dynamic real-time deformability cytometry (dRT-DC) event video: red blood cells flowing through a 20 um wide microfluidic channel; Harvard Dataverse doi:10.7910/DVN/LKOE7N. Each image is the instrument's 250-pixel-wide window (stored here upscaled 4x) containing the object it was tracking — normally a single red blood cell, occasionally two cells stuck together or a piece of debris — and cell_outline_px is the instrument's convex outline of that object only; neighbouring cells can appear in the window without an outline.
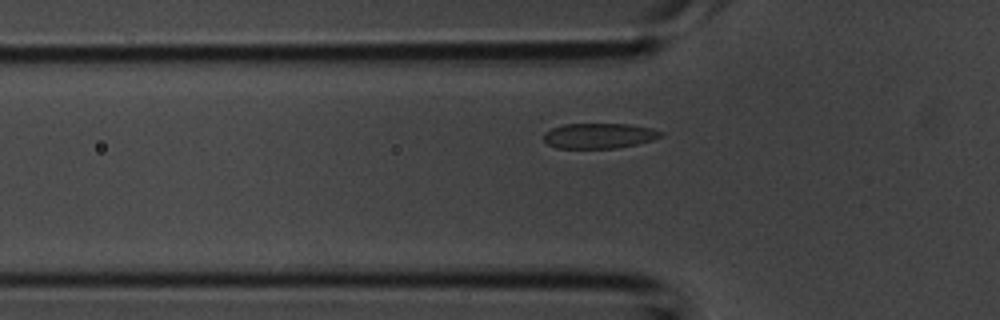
{"species": "common noctule bat (a hibernating species)", "species_latin": "Nyctalus noctula", "temperature_condition": "room temperature", "stored_images_in_passage": 31, "camera_frame_rate_fps": 3000, "um_per_image_px": 0.085, "animal": {"sex": "male", "body_mass_g": 20.1, "forearm_length_mm": 53.5}, "frame": {"image": 1, "passage_image": 7, "time_ms": 2.0, "image_size_px": [1000, 320], "cell_outline_px": [[664, 136], [652, 140], [636, 144], [616, 148], [556, 148], [548, 144], [544, 140], [544, 132], [552, 128], [564, 124], [632, 124], [652, 128], [664, 132]], "centroid_in_image_um": [50.95, 11.53], "position_along_channel_um": 74.8, "area_um2": 17.34}}
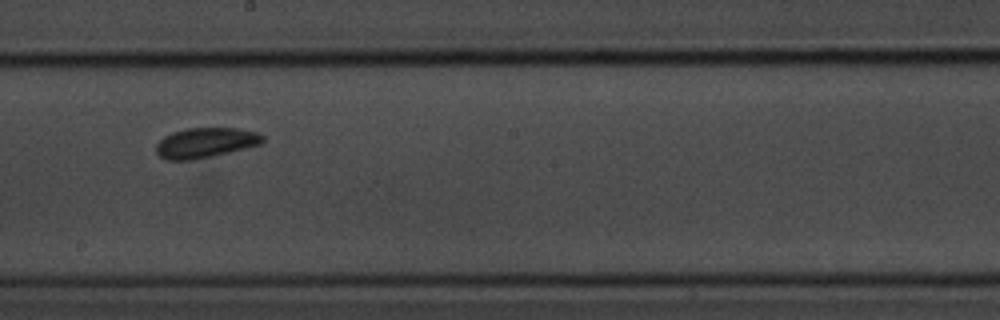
{"frame": {"image": 2, "passage_image": 17, "time_ms": 5.333, "image_size_px": [1000, 320], "cell_outline_px": [[264, 140], [260, 144], [228, 152], [192, 160], [164, 160], [156, 152], [156, 144], [164, 136], [172, 132], [184, 128], [240, 128], [256, 132], [264, 136]], "centroid_in_image_um": [17.43, 12.12], "position_along_channel_um": 230.8, "area_um2": 18.61}}
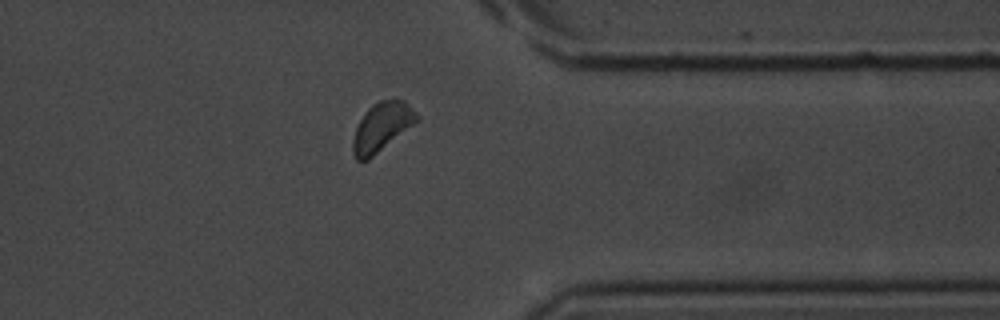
{"frame": {"image": 3, "passage_image": 27, "time_ms": 8.667, "image_size_px": [1000, 320], "cell_outline_px": [[420, 120], [368, 160], [356, 160], [352, 152], [352, 140], [356, 128], [364, 112], [372, 104], [380, 100], [404, 100], [420, 116]], "centroid_in_image_um": [32.46, 10.79], "position_along_channel_um": 378.9, "area_um2": 18.21}}